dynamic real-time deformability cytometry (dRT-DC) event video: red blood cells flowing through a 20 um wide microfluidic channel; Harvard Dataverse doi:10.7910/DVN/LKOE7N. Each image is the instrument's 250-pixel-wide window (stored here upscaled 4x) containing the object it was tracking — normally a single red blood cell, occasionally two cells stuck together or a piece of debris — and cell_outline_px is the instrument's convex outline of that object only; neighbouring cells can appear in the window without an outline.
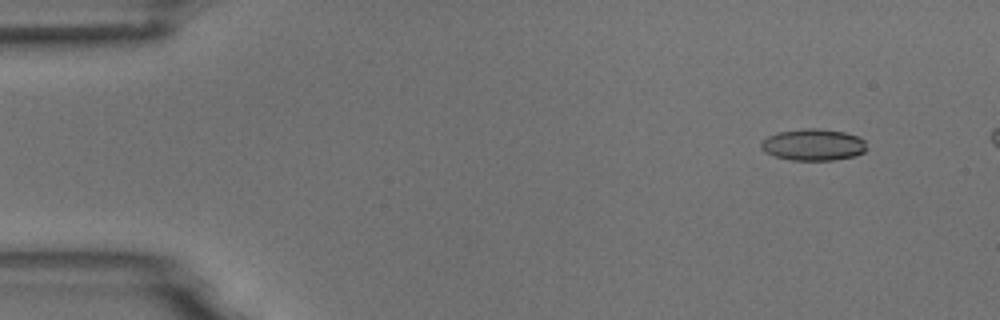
{"species": "common noctule bat (a hibernating species)", "species_latin": "Nyctalus noctula", "temperature_condition": "room temperature", "stored_images_in_passage": 6, "camera_frame_rate_fps": 3000, "um_per_image_px": 0.085, "animal": {"sex": "male", "body_mass_g": 18.8}, "frame": {"image": 1, "passage_image": 2, "time_ms": 1.0, "image_size_px": [1000, 320], "cell_outline_px": [[864, 152], [856, 156], [832, 160], [792, 160], [776, 156], [764, 152], [760, 148], [760, 144], [768, 136], [776, 132], [804, 128], [816, 128], [844, 132], [856, 136], [864, 140]], "centroid_in_image_um": [69.09, 12.3], "position_along_channel_um": 15.9, "area_um2": 19.36}}